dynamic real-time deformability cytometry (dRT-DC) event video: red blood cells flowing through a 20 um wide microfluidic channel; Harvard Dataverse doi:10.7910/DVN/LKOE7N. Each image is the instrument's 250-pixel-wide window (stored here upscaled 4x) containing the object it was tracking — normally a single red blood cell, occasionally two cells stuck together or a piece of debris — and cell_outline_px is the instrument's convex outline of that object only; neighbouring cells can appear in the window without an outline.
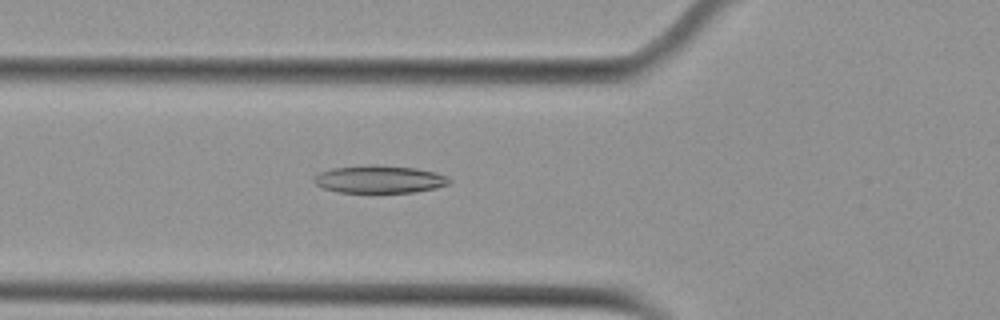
{"species": "Egyptian fruit bat (a non-hibernating species)", "species_latin": "Rousettus aegyptiacus", "temperature_condition": "cold", "stored_images_in_passage": 53, "camera_frame_rate_fps": 3000, "um_per_image_px": 0.085, "animal": {"sex": "female"}, "frame": {"image": 1, "passage_image": 19, "time_ms": 6.0, "image_size_px": [1000, 320], "cell_outline_px": [[452, 180], [448, 184], [436, 188], [412, 192], [340, 192], [324, 188], [316, 184], [312, 180], [312, 176], [320, 172], [332, 168], [368, 164], [376, 164], [416, 168], [436, 172], [448, 176]], "centroid_in_image_um": [32.25, 15.22], "position_along_channel_um": 93.6, "area_um2": 21.96}}
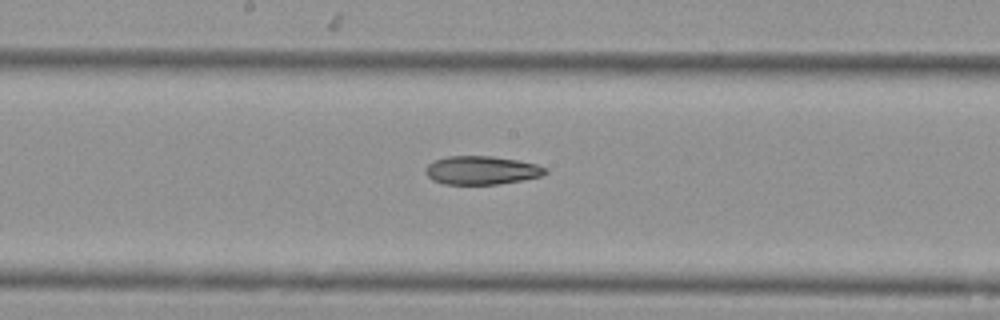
{"frame": {"image": 2, "passage_image": 28, "time_ms": 9.0, "image_size_px": [1000, 320], "cell_outline_px": [[548, 172], [540, 176], [520, 180], [496, 184], [444, 184], [432, 180], [424, 172], [424, 168], [432, 160], [448, 156], [492, 156], [516, 160], [536, 164], [548, 168]], "centroid_in_image_um": [40.88, 14.46], "position_along_channel_um": 207.3, "area_um2": 19.88}}
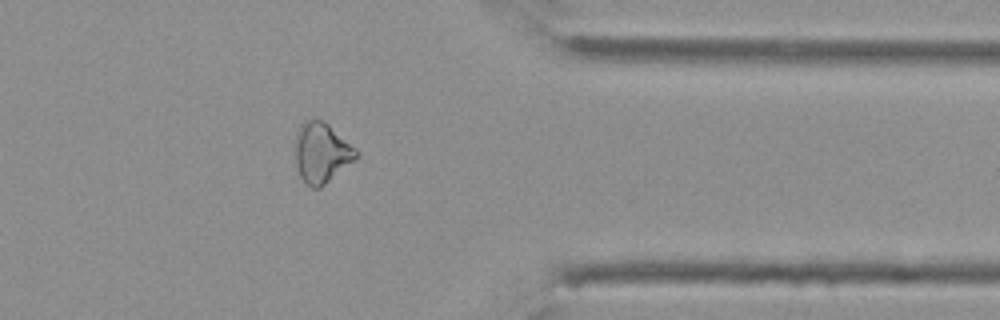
{"frame": {"image": 3, "passage_image": 43, "time_ms": 14.0, "image_size_px": [1000, 320], "cell_outline_px": [[360, 156], [356, 160], [320, 188], [312, 188], [300, 176], [296, 164], [296, 132], [300, 124], [308, 120], [324, 120], [356, 148], [360, 152]], "centroid_in_image_um": [27.37, 12.98], "position_along_channel_um": 384.0, "area_um2": 21.44}}